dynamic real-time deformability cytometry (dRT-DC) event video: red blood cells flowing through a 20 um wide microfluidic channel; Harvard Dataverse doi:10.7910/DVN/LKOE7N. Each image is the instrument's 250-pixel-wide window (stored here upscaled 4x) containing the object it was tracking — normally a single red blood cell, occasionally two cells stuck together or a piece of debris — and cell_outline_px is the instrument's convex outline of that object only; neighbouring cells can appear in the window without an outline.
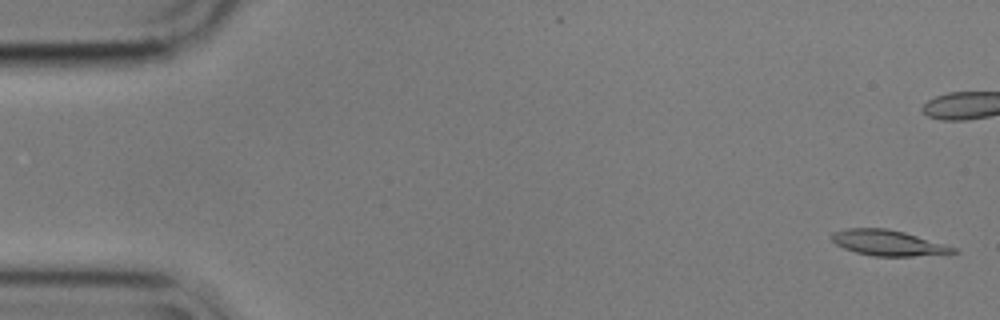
{"species": "common noctule bat (a hibernating species)", "species_latin": "Nyctalus noctula", "temperature_condition": "cold", "stored_images_in_passage": 57, "camera_frame_rate_fps": 3000, "um_per_image_px": 0.085, "animal": {"sex": "male", "body_mass_g": 17.9}, "frame": {"image": 1, "passage_image": 2, "time_ms": 0.333, "image_size_px": [1000, 320], "cell_outline_px": [[960, 252], [912, 256], [872, 256], [856, 252], [844, 248], [836, 244], [832, 240], [832, 232], [848, 228], [888, 228], [904, 232], [960, 248]], "centroid_in_image_um": [75.53, 20.64], "position_along_channel_um": 9.5, "area_um2": 18.15}}
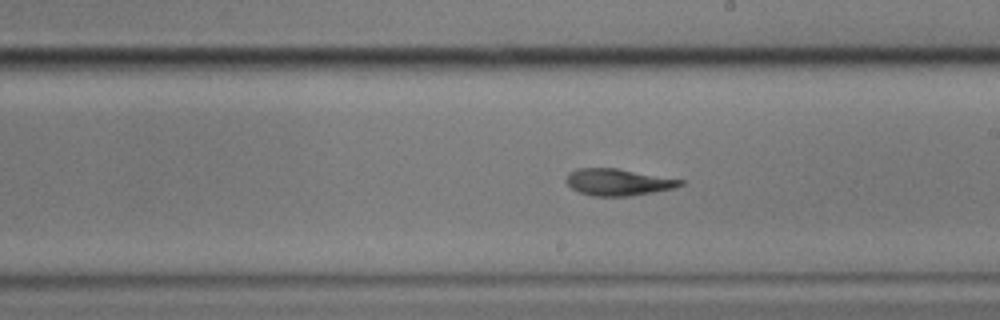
{"frame": {"image": 2, "passage_image": 32, "time_ms": 10.333, "image_size_px": [1000, 320], "cell_outline_px": [[684, 184], [676, 188], [628, 196], [592, 196], [580, 192], [572, 188], [564, 180], [568, 172], [576, 168], [616, 168], [684, 180]], "centroid_in_image_um": [52.51, 15.47], "position_along_channel_um": 236.5, "area_um2": 17.8}}
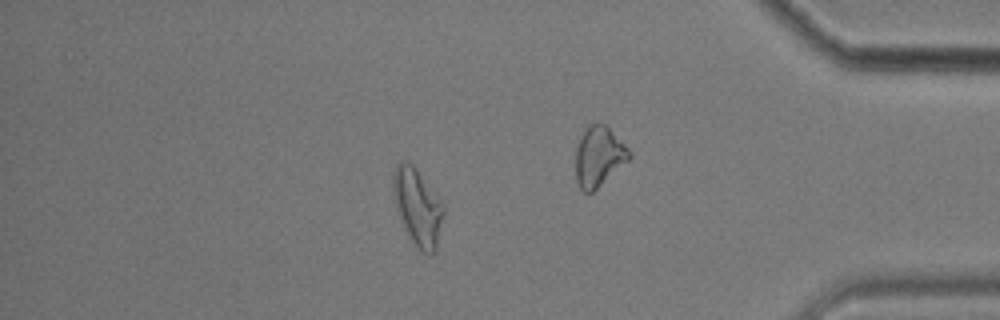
{"frame": {"image": 3, "passage_image": 49, "time_ms": 16.0, "image_size_px": [1000, 320], "cell_outline_px": [[444, 216], [436, 248], [432, 252], [424, 252], [412, 240], [396, 208], [392, 188], [392, 176], [396, 164], [400, 160], [404, 160], [412, 164], [444, 204]], "centroid_in_image_um": [35.49, 17.51], "position_along_channel_um": 399.7, "area_um2": 22.02}, "authors_computed_cell_mechanics": {"area_um2": 18.2648, "velocity_mm_per_s": 3.5361, "shape_relaxation_time_tau1_ms": null, "shape_relaxation_time_tau2_ms": 4.8071, "deformation_change_tau1": null, "deformation_change_tau2": 0.117}}